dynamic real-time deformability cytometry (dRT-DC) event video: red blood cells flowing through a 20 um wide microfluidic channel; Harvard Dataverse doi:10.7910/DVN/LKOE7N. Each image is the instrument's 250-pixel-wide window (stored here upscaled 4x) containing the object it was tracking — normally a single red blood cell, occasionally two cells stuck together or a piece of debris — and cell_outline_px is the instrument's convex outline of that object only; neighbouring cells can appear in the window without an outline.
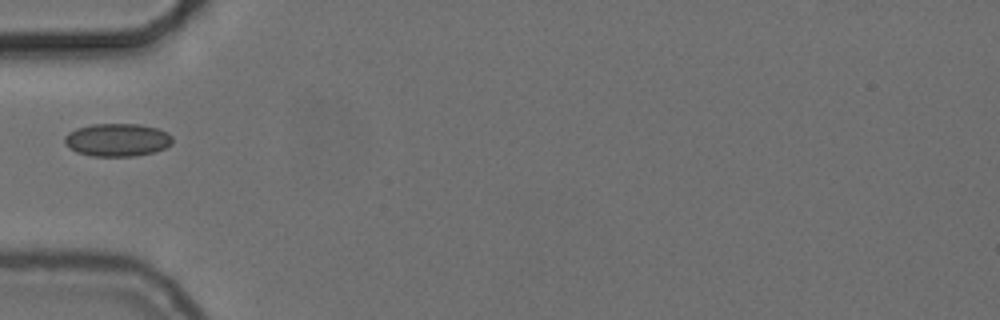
{"species": "common noctule bat (a hibernating species)", "species_latin": "Nyctalus noctula", "temperature_condition": "cold", "stored_images_in_passage": 22, "camera_frame_rate_fps": 3000, "um_per_image_px": 0.085, "animal": {"sex": "female", "body_mass_g": 24.6, "forearm_length_mm": 56.2}, "frame": {"image": 1, "passage_image": 1, "time_ms": 0.0, "image_size_px": [1000, 320], "cell_outline_px": [[172, 144], [164, 148], [152, 152], [136, 156], [92, 156], [76, 152], [64, 144], [64, 136], [68, 132], [76, 128], [92, 124], [140, 124], [156, 128], [168, 132], [172, 136]], "centroid_in_image_um": [9.95, 11.89], "position_along_channel_um": 75.1, "area_um2": 20.81}}
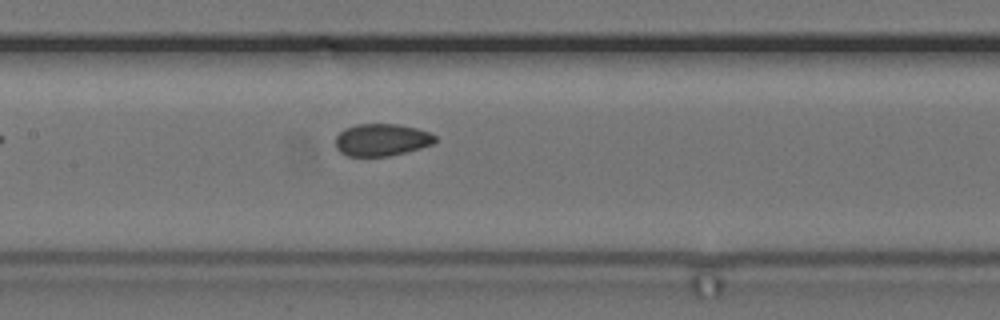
{"frame": {"image": 2, "passage_image": 9, "time_ms": 2.667, "image_size_px": [1000, 320], "cell_outline_px": [[436, 140], [432, 144], [420, 148], [388, 156], [348, 156], [340, 152], [336, 148], [336, 136], [344, 128], [356, 124], [396, 124], [416, 128], [428, 132], [436, 136]], "centroid_in_image_um": [32.41, 11.88], "position_along_channel_um": 175.0, "area_um2": 18.61}}
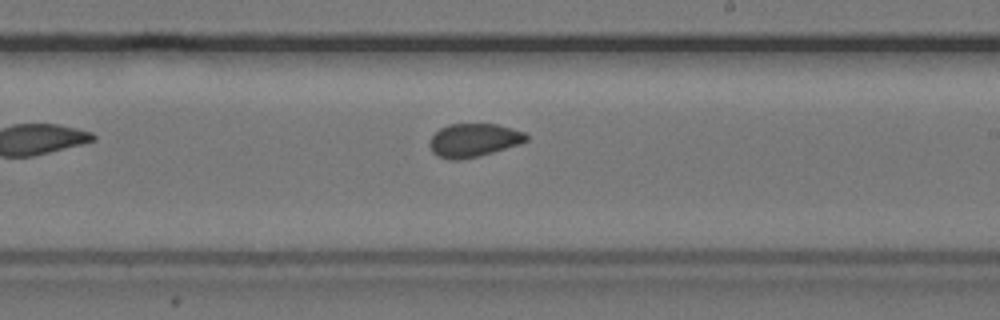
{"frame": {"image": 3, "passage_image": 15, "time_ms": 4.667, "image_size_px": [1000, 320], "cell_outline_px": [[528, 140], [520, 144], [480, 156], [460, 160], [448, 160], [436, 156], [432, 152], [428, 144], [428, 140], [440, 128], [448, 124], [496, 124], [512, 128], [524, 132], [528, 136]], "centroid_in_image_um": [40.23, 11.93], "position_along_channel_um": 248.8, "area_um2": 19.07}}